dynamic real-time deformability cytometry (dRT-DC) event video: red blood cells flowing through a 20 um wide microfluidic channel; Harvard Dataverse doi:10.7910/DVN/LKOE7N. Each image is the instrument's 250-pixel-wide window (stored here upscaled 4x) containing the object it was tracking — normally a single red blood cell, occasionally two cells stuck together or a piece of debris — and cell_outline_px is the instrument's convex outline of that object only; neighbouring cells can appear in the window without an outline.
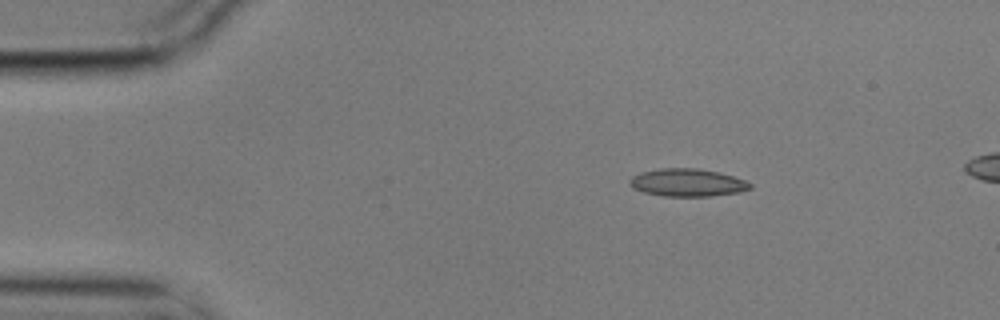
{"species": "common noctule bat (a hibernating species)", "species_latin": "Nyctalus noctula", "temperature_condition": "cold", "stored_images_in_passage": 4, "segment_of_instrument_passage": [1, 2], "camera_frame_rate_fps": 3000, "um_per_image_px": 0.085, "animal": {"sex": "male", "body_mass_g": 17.9}, "frame": {"image": 1, "passage_image": 1, "time_ms": 0.0, "image_size_px": [1000, 320], "cell_outline_px": [[752, 188], [740, 192], [712, 196], [664, 196], [644, 192], [632, 188], [628, 184], [628, 180], [632, 176], [640, 172], [660, 168], [696, 168], [720, 172], [744, 180], [752, 184]], "centroid_in_image_um": [58.4, 15.52], "position_along_channel_um": 26.6, "area_um2": 19.59}}